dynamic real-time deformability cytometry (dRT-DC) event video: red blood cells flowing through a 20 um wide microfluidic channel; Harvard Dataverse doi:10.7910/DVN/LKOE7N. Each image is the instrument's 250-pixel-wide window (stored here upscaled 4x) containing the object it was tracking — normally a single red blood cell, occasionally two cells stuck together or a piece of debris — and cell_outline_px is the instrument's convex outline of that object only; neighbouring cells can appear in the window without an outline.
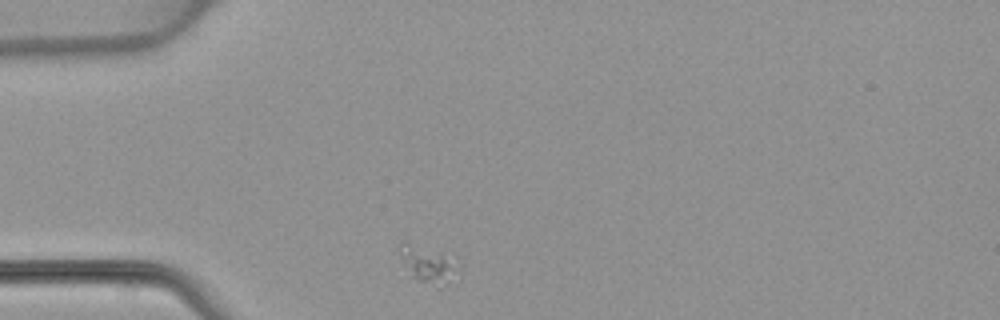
{"species": "common noctule bat (a hibernating species)", "species_latin": "Nyctalus noctula", "temperature_condition": "warm", "stored_images_in_passage": 1, "camera_frame_rate_fps": 3000, "um_per_image_px": 0.085, "animal": {"sex": "female", "body_mass_g": 22.7, "forearm_length_mm": 54.2}, "frame": {"image": 1, "passage_image": 1, "time_ms": 0.0, "image_size_px": [1000, 320], "cell_outline_px": [[460, 280], [444, 288], [436, 288], [412, 276], [400, 256], [400, 244], [404, 240], [408, 240], [460, 264]], "centroid_in_image_um": [36.49, 22.57], "position_along_channel_um": 48.5, "area_um2": 12.83}}